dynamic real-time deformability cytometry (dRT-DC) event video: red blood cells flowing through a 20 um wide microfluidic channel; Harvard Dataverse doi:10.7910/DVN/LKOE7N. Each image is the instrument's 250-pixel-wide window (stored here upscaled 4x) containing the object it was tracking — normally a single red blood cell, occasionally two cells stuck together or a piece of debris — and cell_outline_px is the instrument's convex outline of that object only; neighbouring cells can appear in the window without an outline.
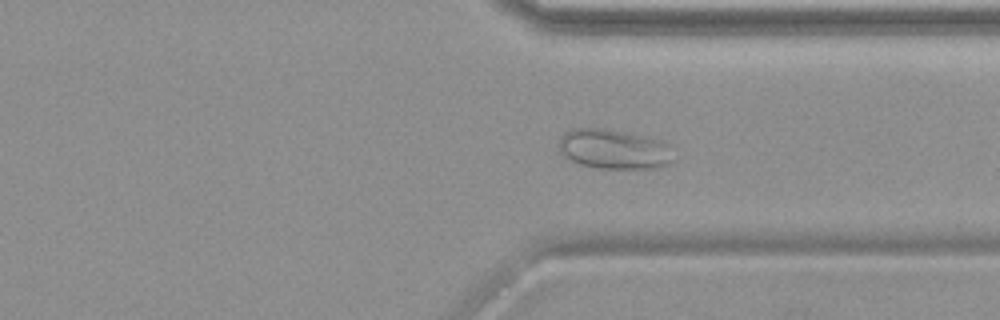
{"species": "common noctule bat (a hibernating species)", "species_latin": "Nyctalus noctula", "temperature_condition": "warm", "stored_images_in_passage": 51, "camera_frame_rate_fps": 3000, "um_per_image_px": 0.085, "animal": {"sex": "female", "body_mass_g": 19.9}, "frame": {"image": 1, "passage_image": 39, "time_ms": 12.667, "image_size_px": [1000, 320], "cell_outline_px": [[676, 160], [660, 168], [600, 168], [580, 164], [564, 156], [560, 152], [560, 136], [564, 132], [572, 128], [604, 128], [624, 132], [660, 140], [672, 144]], "centroid_in_image_um": [52.26, 12.68], "position_along_channel_um": 359.1, "area_um2": 26.88}}
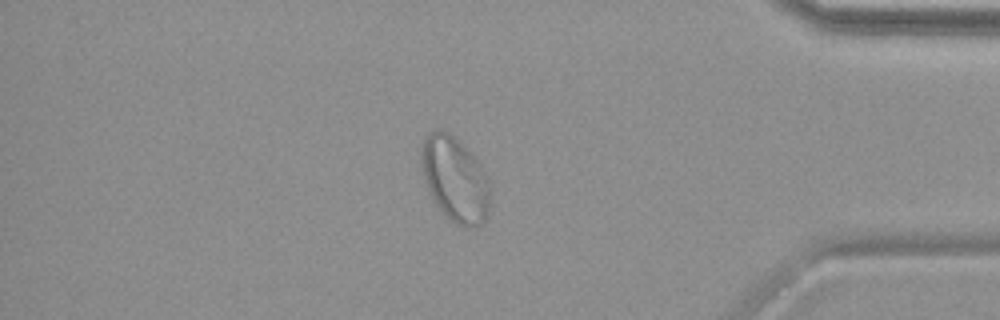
{"frame": {"image": 2, "passage_image": 44, "time_ms": 14.333, "image_size_px": [1000, 320], "cell_outline_px": [[488, 212], [484, 220], [480, 224], [456, 224], [440, 212], [432, 200], [424, 180], [420, 160], [420, 144], [428, 132], [436, 128], [440, 128], [448, 132], [480, 164], [488, 180]], "centroid_in_image_um": [38.58, 15.19], "position_along_channel_um": 396.6, "area_um2": 33.64}}
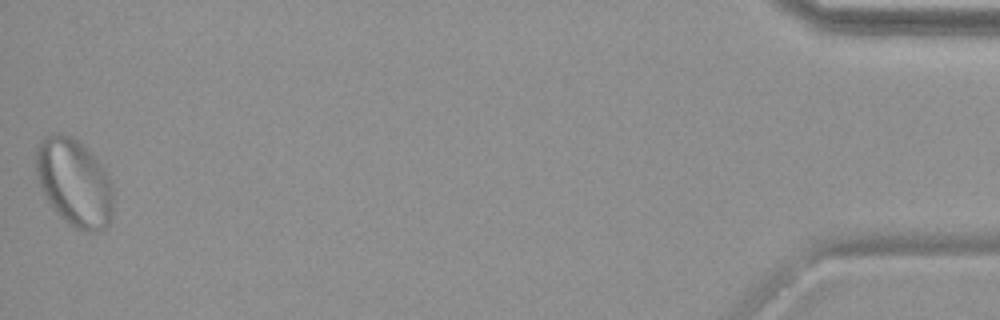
{"frame": {"image": 3, "passage_image": 51, "time_ms": 16.667, "image_size_px": [1000, 320], "cell_outline_px": [[112, 220], [104, 228], [96, 232], [84, 232], [68, 224], [52, 208], [36, 176], [36, 148], [40, 140], [44, 136], [56, 132], [60, 132], [76, 140], [100, 164], [112, 188]], "centroid_in_image_um": [6.28, 15.54], "position_along_channel_um": 428.9, "area_um2": 38.96}}